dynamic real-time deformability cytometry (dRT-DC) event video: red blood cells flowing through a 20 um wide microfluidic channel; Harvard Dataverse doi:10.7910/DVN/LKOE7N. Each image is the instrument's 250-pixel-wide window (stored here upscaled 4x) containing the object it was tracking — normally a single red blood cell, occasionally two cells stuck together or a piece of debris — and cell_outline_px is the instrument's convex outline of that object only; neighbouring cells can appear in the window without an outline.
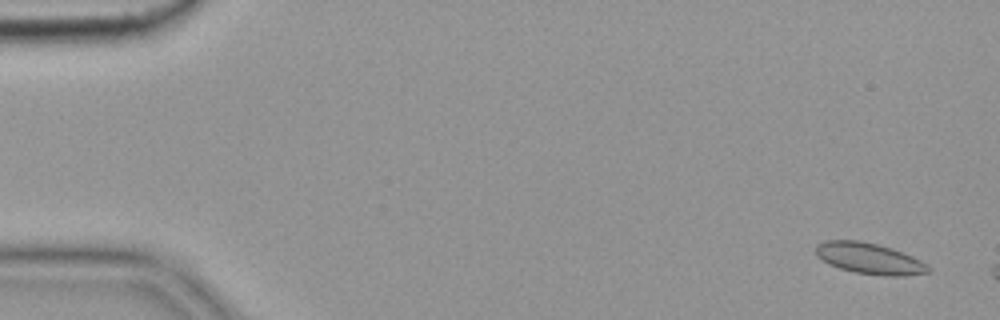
{"species": "common noctule bat (a hibernating species)", "species_latin": "Nyctalus noctula", "temperature_condition": "cold", "stored_images_in_passage": 9, "camera_frame_rate_fps": 3000, "um_per_image_px": 0.085, "animal": {"sex": "female", "body_mass_g": 19.9}, "frame": {"image": 1, "passage_image": 3, "time_ms": 0.667, "image_size_px": [1000, 320], "cell_outline_px": [[932, 272], [904, 276], [884, 276], [856, 272], [840, 268], [828, 264], [816, 256], [816, 244], [824, 240], [860, 240], [880, 244], [892, 248], [912, 256], [928, 264], [932, 268]], "centroid_in_image_um": [73.92, 21.96], "position_along_channel_um": 11.1, "area_um2": 20.69}}